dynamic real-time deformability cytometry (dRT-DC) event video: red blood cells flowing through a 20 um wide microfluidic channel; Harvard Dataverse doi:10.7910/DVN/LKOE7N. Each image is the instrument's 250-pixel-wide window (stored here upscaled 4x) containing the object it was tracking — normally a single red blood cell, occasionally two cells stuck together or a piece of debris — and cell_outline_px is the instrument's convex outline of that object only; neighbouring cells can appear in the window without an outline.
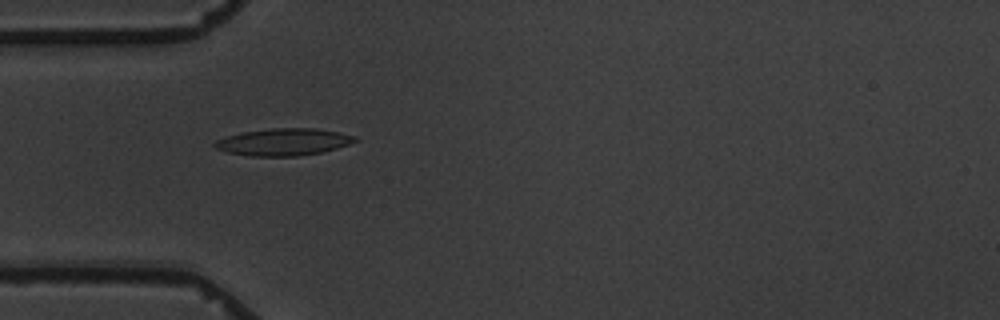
{"species": "common noctule bat (a hibernating species)", "species_latin": "Nyctalus noctula", "temperature_condition": "warm", "stored_images_in_passage": 7, "camera_frame_rate_fps": 3000, "um_per_image_px": 0.085, "animal": {"sex": "male", "body_mass_g": 19.5, "forearm_length_mm": 54.6}, "frame": {"image": 1, "passage_image": 5, "time_ms": 4.667, "image_size_px": [1000, 320], "cell_outline_px": [[360, 140], [336, 148], [320, 152], [300, 156], [248, 156], [228, 152], [216, 148], [212, 144], [216, 140], [240, 132], [272, 128], [316, 128], [340, 132], [356, 136]], "centroid_in_image_um": [24.11, 12.06], "position_along_channel_um": 60.9, "area_um2": 22.2}}
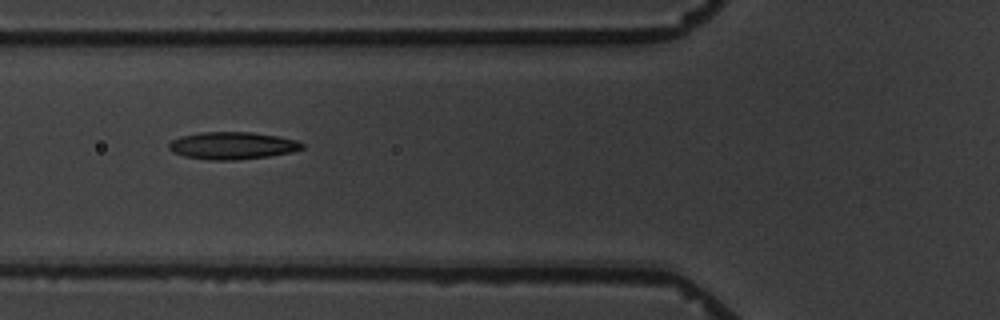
{"frame": {"image": 2, "passage_image": 6, "time_ms": 6.0, "image_size_px": [1000, 320], "cell_outline_px": [[304, 148], [292, 152], [268, 156], [236, 160], [208, 160], [184, 156], [172, 152], [168, 148], [168, 144], [172, 140], [180, 136], [200, 132], [252, 132], [280, 136], [296, 140], [304, 144]], "centroid_in_image_um": [19.74, 12.37], "position_along_channel_um": 106.1, "area_um2": 21.39}}
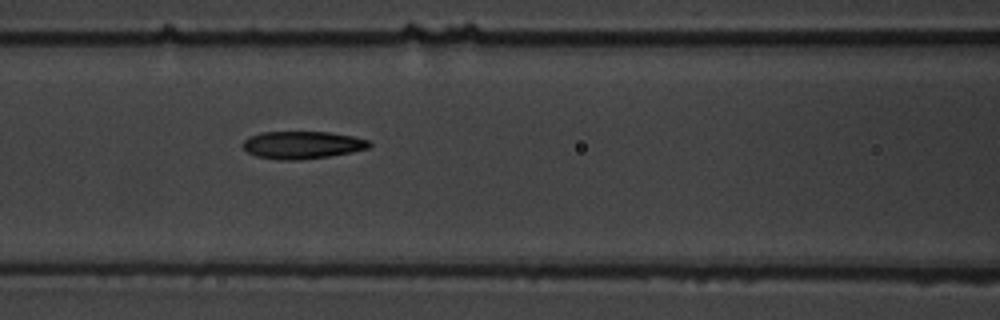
{"frame": {"image": 3, "passage_image": 7, "time_ms": 7.0, "image_size_px": [1000, 320], "cell_outline_px": [[372, 144], [368, 148], [352, 152], [328, 156], [300, 160], [280, 160], [256, 156], [248, 152], [240, 144], [248, 136], [260, 132], [328, 132], [352, 136], [368, 140]], "centroid_in_image_um": [25.65, 12.32], "position_along_channel_um": 140.9, "area_um2": 20.35}}